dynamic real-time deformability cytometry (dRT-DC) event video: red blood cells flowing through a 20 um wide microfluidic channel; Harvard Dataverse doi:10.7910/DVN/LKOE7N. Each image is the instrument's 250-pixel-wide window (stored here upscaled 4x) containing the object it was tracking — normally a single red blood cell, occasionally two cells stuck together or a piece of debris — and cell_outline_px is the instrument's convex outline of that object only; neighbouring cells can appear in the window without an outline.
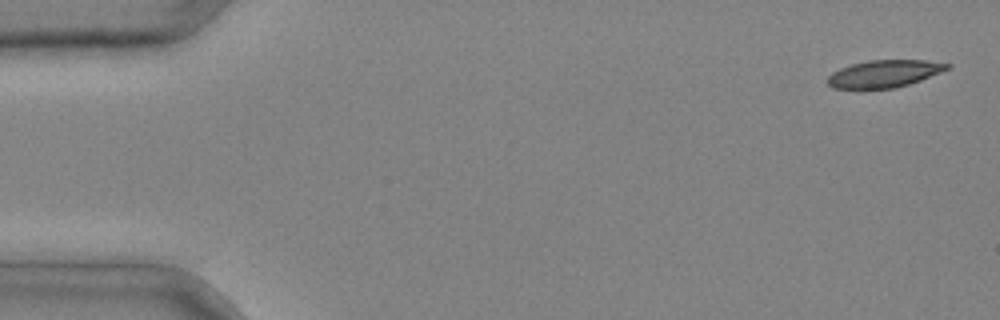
{"species": "common noctule bat (a hibernating species)", "species_latin": "Nyctalus noctula", "temperature_condition": "cold", "stored_images_in_passage": 5, "segment_of_instrument_passage": [1, 2], "camera_frame_rate_fps": 3000, "um_per_image_px": 0.085, "animal": {"sex": "male", "body_mass_g": 20.4}, "frame": {"image": 1, "passage_image": 1, "time_ms": 0.0, "image_size_px": [1000, 320], "cell_outline_px": [[952, 68], [920, 80], [896, 88], [832, 88], [828, 84], [828, 76], [832, 72], [840, 68], [852, 64], [868, 60], [924, 60], [952, 64]], "centroid_in_image_um": [75.19, 6.25], "position_along_channel_um": 9.8, "area_um2": 18.96}}